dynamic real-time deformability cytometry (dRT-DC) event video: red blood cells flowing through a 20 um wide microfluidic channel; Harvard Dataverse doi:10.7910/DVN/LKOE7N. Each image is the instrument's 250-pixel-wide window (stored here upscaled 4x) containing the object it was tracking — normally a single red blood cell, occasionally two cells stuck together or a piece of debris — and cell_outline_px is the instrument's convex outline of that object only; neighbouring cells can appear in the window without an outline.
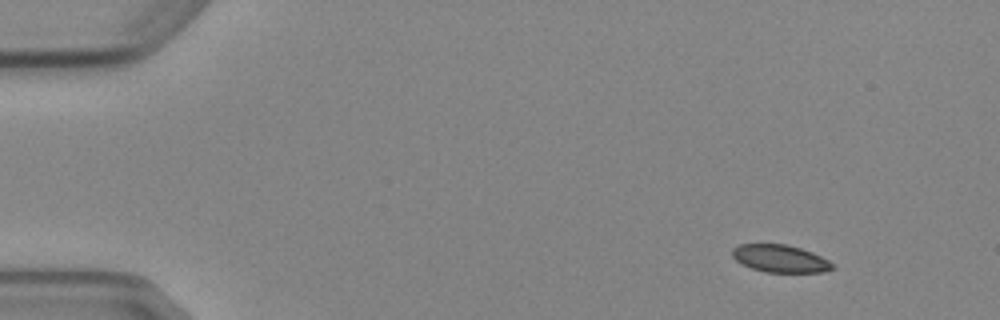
{"species": "Egyptian fruit bat (a non-hibernating species)", "species_latin": "Rousettus aegyptiacus", "temperature_condition": "cold", "stored_images_in_passage": 5, "segment_of_instrument_passage": [1, 2], "camera_frame_rate_fps": 3000, "um_per_image_px": 0.085, "animal": {"sex": "female"}, "frame": {"image": 1, "passage_image": 1, "time_ms": 0.0, "image_size_px": [1000, 320], "cell_outline_px": [[836, 268], [824, 272], [764, 272], [740, 264], [732, 256], [732, 248], [740, 244], [788, 244], [812, 252], [828, 260]], "centroid_in_image_um": [66.3, 21.98], "position_along_channel_um": 18.7, "area_um2": 16.13}}